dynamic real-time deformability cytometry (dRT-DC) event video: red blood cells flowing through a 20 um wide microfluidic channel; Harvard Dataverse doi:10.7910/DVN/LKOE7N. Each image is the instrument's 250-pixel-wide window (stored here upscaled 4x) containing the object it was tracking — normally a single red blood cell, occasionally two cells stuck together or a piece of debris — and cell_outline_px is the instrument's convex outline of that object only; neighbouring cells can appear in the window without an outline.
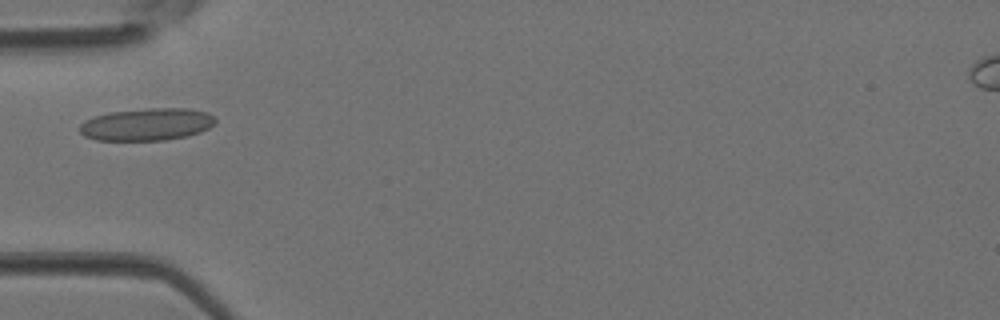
{"species": "Egyptian fruit bat (a non-hibernating species)", "species_latin": "Rousettus aegyptiacus", "temperature_condition": "room temperature", "stored_images_in_passage": 2, "camera_frame_rate_fps": 3000, "um_per_image_px": 0.085, "animal": {"sex": "female"}, "frame": {"image": 1, "passage_image": 2, "time_ms": 0.333, "image_size_px": [1000, 320], "cell_outline_px": [[216, 120], [208, 128], [200, 132], [188, 136], [164, 140], [96, 140], [84, 136], [80, 132], [80, 124], [84, 120], [92, 116], [108, 112], [148, 108], [188, 108], [208, 112]], "centroid_in_image_um": [12.45, 10.56], "position_along_channel_um": 72.6, "area_um2": 25.72}}